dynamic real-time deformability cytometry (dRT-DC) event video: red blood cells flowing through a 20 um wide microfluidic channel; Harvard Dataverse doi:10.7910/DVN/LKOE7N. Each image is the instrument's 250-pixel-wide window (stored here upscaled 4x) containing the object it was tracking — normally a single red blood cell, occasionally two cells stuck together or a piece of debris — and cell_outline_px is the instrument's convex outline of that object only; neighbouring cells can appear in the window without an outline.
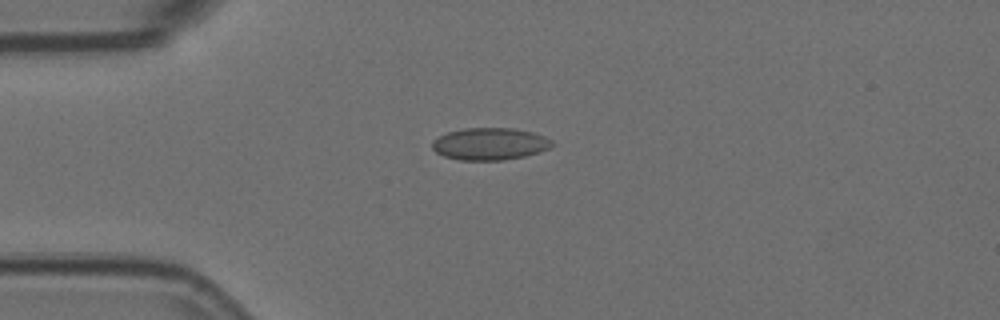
{"species": "Egyptian fruit bat (a non-hibernating species)", "species_latin": "Rousettus aegyptiacus", "temperature_condition": "room temperature", "stored_images_in_passage": 1, "camera_frame_rate_fps": 3000, "um_per_image_px": 0.085, "animal": {"sex": "female"}, "frame": {"image": 1, "passage_image": 1, "time_ms": 0.0, "image_size_px": [1000, 320], "cell_outline_px": [[556, 144], [552, 148], [540, 152], [524, 156], [504, 160], [460, 160], [444, 156], [436, 152], [432, 148], [432, 140], [448, 132], [464, 128], [512, 128], [532, 132], [544, 136], [552, 140]], "centroid_in_image_um": [41.67, 12.23], "position_along_channel_um": 43.3, "area_um2": 22.6}}